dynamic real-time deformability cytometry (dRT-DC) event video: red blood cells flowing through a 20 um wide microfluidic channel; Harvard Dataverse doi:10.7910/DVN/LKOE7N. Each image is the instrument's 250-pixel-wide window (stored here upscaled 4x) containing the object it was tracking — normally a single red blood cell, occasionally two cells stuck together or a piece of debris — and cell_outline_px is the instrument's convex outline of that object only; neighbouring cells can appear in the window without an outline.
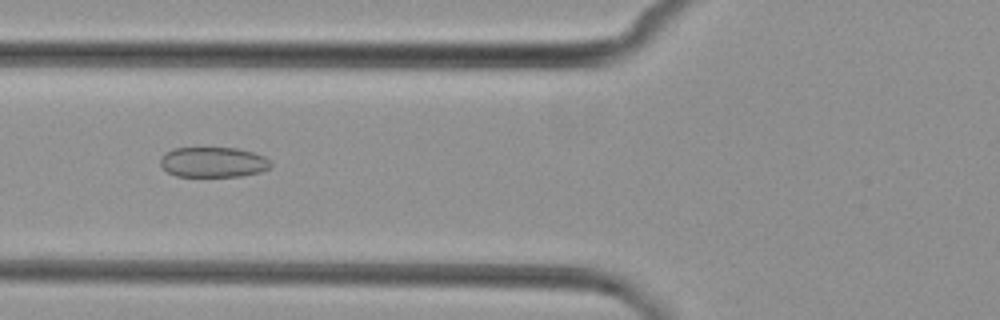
{"species": "common noctule bat (a hibernating species)", "species_latin": "Nyctalus noctula", "temperature_condition": "cold", "stored_images_in_passage": 8, "camera_frame_rate_fps": 3000, "um_per_image_px": 0.085, "animal": {"sex": "female", "body_mass_g": 29.2, "forearm_length_mm": 56.3}, "frame": {"image": 1, "passage_image": 6, "time_ms": 6.667, "image_size_px": [1000, 320], "cell_outline_px": [[272, 168], [260, 172], [240, 176], [176, 176], [168, 172], [160, 164], [160, 156], [164, 152], [172, 148], [236, 148], [252, 152], [264, 156], [272, 164]], "centroid_in_image_um": [18.11, 13.78], "position_along_channel_um": 107.7, "area_um2": 19.54}}
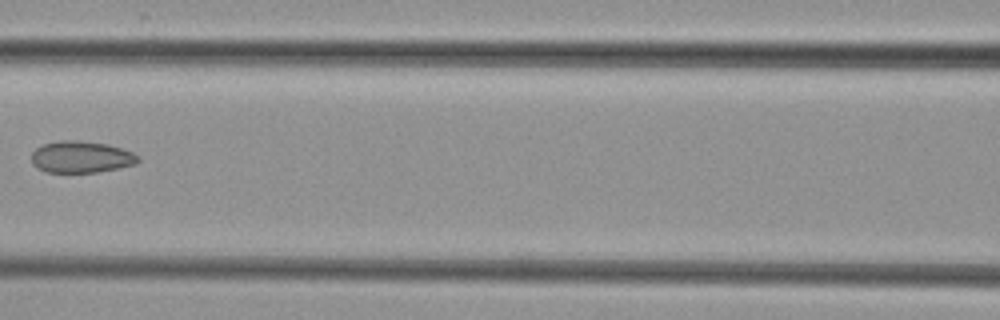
{"frame": {"image": 2, "passage_image": 7, "time_ms": 8.0, "image_size_px": [1000, 320], "cell_outline_px": [[140, 160], [136, 164], [96, 172], [44, 172], [36, 168], [32, 164], [32, 152], [36, 148], [44, 144], [60, 140], [80, 140], [108, 144], [132, 152], [140, 156]], "centroid_in_image_um": [6.88, 13.34], "position_along_channel_um": 159.7, "area_um2": 19.77}}
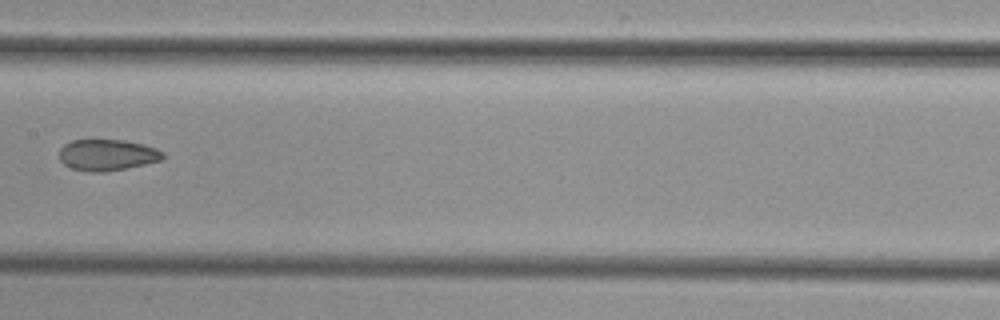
{"frame": {"image": 3, "passage_image": 8, "time_ms": 9.0, "image_size_px": [1000, 320], "cell_outline_px": [[164, 156], [160, 160], [128, 168], [104, 172], [88, 172], [72, 168], [64, 164], [60, 160], [60, 148], [64, 144], [72, 140], [124, 140], [144, 144], [156, 148], [164, 152]], "centroid_in_image_um": [9.11, 13.17], "position_along_channel_um": 198.3, "area_um2": 18.9}}